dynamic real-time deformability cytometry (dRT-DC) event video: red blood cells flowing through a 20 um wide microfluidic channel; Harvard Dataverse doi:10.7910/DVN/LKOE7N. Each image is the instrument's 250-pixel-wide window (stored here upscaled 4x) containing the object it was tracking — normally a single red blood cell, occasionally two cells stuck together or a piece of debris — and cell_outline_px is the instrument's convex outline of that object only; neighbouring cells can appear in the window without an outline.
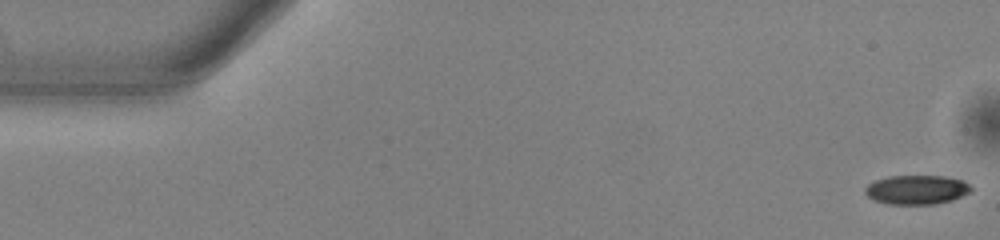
{"species": "common noctule bat (a hibernating species)", "species_latin": "Nyctalus noctula", "temperature_condition": "warm", "stored_images_in_passage": 40, "camera_frame_rate_fps": 3000, "um_per_image_px": 0.085, "animal": {"sex": "male", "body_mass_g": 13.0, "forearm_length_mm": 53.1}, "frame": {"image": 1, "passage_image": 1, "time_ms": 0.0, "image_size_px": [1000, 240], "cell_outline_px": [[972, 192], [952, 200], [936, 204], [888, 204], [876, 200], [868, 196], [864, 192], [864, 188], [868, 184], [876, 180], [888, 176], [944, 176], [964, 180], [972, 188]], "centroid_in_image_um": [77.94, 16.12], "position_along_channel_um": 7.1, "area_um2": 18.09}}
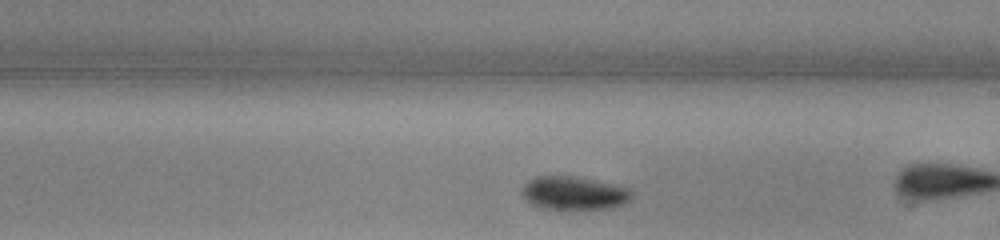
{"frame": {"image": 2, "passage_image": 28, "time_ms": 9.0, "image_size_px": [1000, 240], "cell_outline_px": [[632, 200], [624, 204], [612, 208], [564, 212], [544, 208], [532, 204], [524, 200], [520, 196], [520, 188], [528, 180], [536, 176], [572, 176], [612, 184], [628, 188], [632, 192]], "centroid_in_image_um": [48.73, 16.47], "position_along_channel_um": 240.3, "area_um2": 22.25}}